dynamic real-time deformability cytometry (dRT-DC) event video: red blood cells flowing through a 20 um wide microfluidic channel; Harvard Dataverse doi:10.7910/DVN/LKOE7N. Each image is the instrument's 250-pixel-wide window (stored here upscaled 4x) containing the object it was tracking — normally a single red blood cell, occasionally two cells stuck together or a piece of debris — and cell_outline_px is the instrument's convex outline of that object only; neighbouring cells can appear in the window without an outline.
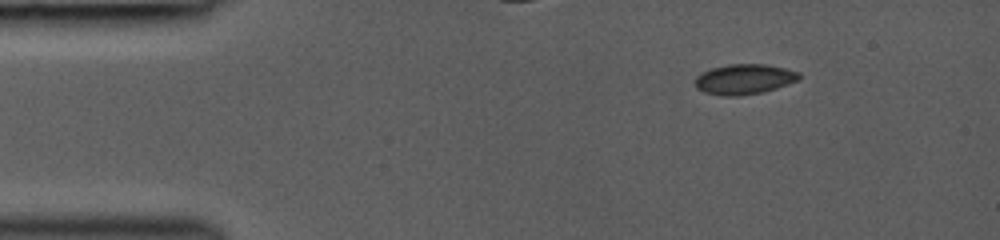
{"species": "common noctule bat (a hibernating species)", "species_latin": "Nyctalus noctula", "temperature_condition": "room temperature", "stored_images_in_passage": 20, "camera_frame_rate_fps": 3000, "um_per_image_px": 0.085, "animal": {"sex": "female", "body_mass_g": 19.0, "forearm_length_mm": 53.3}, "frame": {"image": 1, "passage_image": 1, "time_ms": 0.0, "image_size_px": [1000, 240], "cell_outline_px": [[800, 80], [764, 92], [740, 96], [724, 96], [704, 92], [696, 88], [696, 76], [712, 68], [728, 64], [764, 64], [784, 68], [800, 72]], "centroid_in_image_um": [63.29, 6.74], "position_along_channel_um": 21.7, "area_um2": 18.32}}
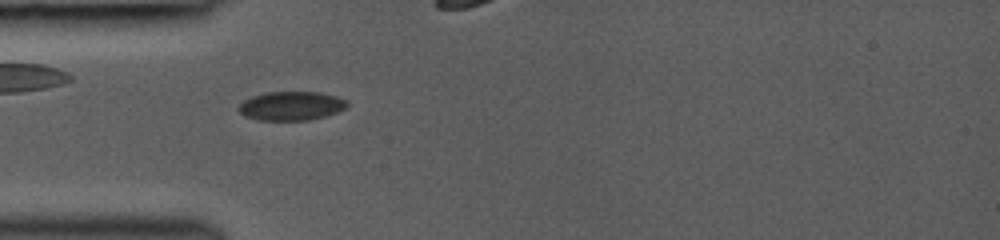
{"frame": {"image": 2, "passage_image": 16, "time_ms": 2.667, "image_size_px": [1000, 240], "cell_outline_px": [[348, 104], [344, 108], [336, 112], [324, 116], [308, 120], [260, 120], [244, 116], [236, 108], [244, 100], [252, 96], [264, 92], [320, 92], [336, 96], [348, 100]], "centroid_in_image_um": [24.73, 8.99], "position_along_channel_um": 60.3, "area_um2": 18.26}}